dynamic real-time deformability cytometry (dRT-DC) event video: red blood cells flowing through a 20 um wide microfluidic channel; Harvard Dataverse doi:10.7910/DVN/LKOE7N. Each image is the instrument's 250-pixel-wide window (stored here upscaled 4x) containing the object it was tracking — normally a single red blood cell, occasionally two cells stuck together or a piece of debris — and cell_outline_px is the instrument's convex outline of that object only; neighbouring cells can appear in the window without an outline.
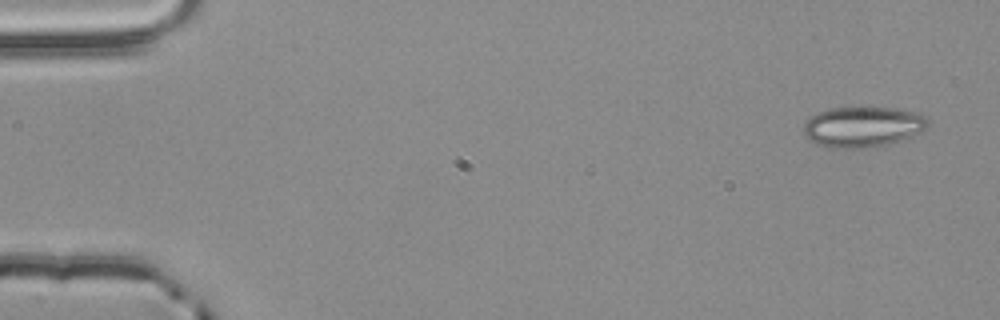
{"species": "common noctule bat (a hibernating species)", "species_latin": "Nyctalus noctula", "temperature_condition": "room temperature", "stored_images_in_passage": 4, "camera_frame_rate_fps": 3000, "um_per_image_px": 0.085, "animal": {"sex": "male", "body_mass_g": 20.4}, "frame": {"image": 1, "passage_image": 1, "time_ms": 0.0, "image_size_px": [1000, 320], "cell_outline_px": [[928, 124], [920, 132], [904, 140], [888, 144], [860, 148], [832, 148], [816, 144], [804, 136], [804, 124], [812, 116], [828, 108], [868, 104], [896, 108], [916, 112], [924, 116], [928, 120]], "centroid_in_image_um": [73.34, 10.73], "position_along_channel_um": 11.7, "area_um2": 30.17}}